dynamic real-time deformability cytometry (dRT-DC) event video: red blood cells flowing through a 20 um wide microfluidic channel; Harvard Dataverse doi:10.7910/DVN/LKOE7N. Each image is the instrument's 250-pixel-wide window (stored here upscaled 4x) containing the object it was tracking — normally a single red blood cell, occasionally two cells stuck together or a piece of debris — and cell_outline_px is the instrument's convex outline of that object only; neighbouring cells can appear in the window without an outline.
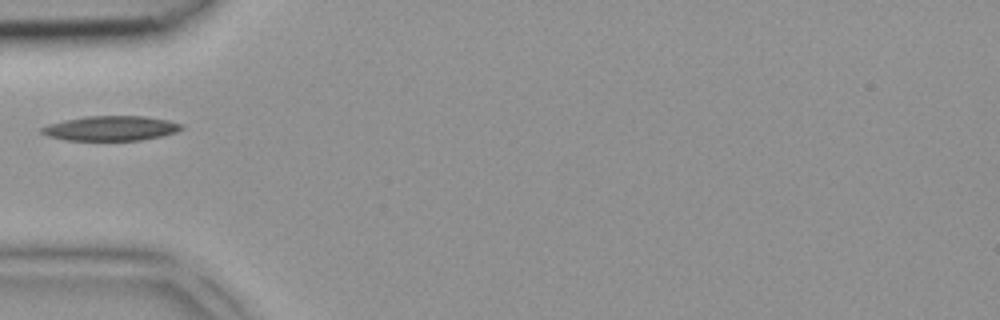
{"species": "common noctule bat (a hibernating species)", "species_latin": "Nyctalus noctula", "temperature_condition": "room temperature", "stored_images_in_passage": 2, "camera_frame_rate_fps": 3000, "um_per_image_px": 0.085, "animal": {"sex": "female", "body_mass_g": 18.4}, "frame": {"image": 1, "passage_image": 2, "time_ms": 0.333, "image_size_px": [1000, 320], "cell_outline_px": [[184, 128], [176, 132], [164, 136], [140, 140], [64, 140], [48, 136], [40, 132], [40, 128], [48, 124], [64, 120], [84, 116], [144, 116], [168, 120], [184, 124]], "centroid_in_image_um": [9.44, 10.9], "position_along_channel_um": 75.6, "area_um2": 20.35}}